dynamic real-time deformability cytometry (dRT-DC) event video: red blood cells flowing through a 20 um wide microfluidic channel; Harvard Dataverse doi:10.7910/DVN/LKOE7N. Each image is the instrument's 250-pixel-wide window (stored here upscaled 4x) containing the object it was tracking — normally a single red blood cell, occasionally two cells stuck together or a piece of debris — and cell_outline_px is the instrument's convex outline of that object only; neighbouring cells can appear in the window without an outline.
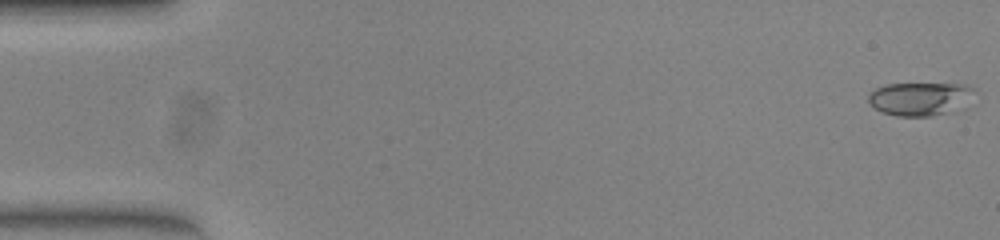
{"species": "common noctule bat (a hibernating species)", "species_latin": "Nyctalus noctula", "temperature_condition": "warm", "stored_images_in_passage": 47, "camera_frame_rate_fps": 3000, "um_per_image_px": 0.085, "animal": {"sex": "female", "body_mass_g": 23.0, "forearm_length_mm": 53.4}, "frame": {"image": 1, "passage_image": 1, "time_ms": 0.0, "image_size_px": [1000, 240], "cell_outline_px": [[976, 88], [956, 112], [932, 116], [896, 116], [884, 112], [876, 108], [868, 100], [868, 96], [876, 88], [888, 84], [968, 84]], "centroid_in_image_um": [78.22, 8.4], "position_along_channel_um": 6.8, "area_um2": 20.35}}
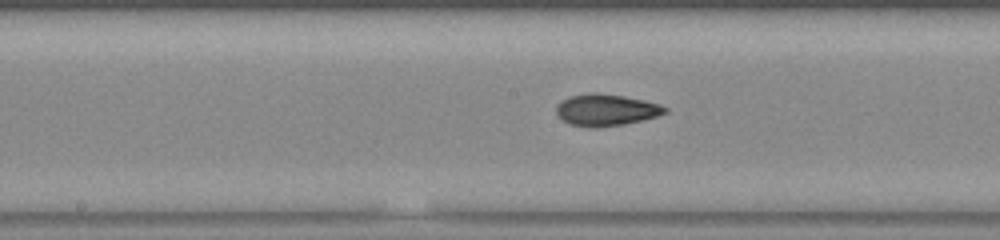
{"frame": {"image": 2, "passage_image": 27, "time_ms": 8.667, "image_size_px": [1000, 240], "cell_outline_px": [[668, 112], [656, 116], [624, 124], [596, 128], [588, 128], [568, 124], [556, 112], [556, 104], [568, 96], [588, 92], [596, 92], [624, 96], [644, 100], [660, 104], [668, 108]], "centroid_in_image_um": [51.48, 9.34], "position_along_channel_um": 196.7, "area_um2": 20.29}}
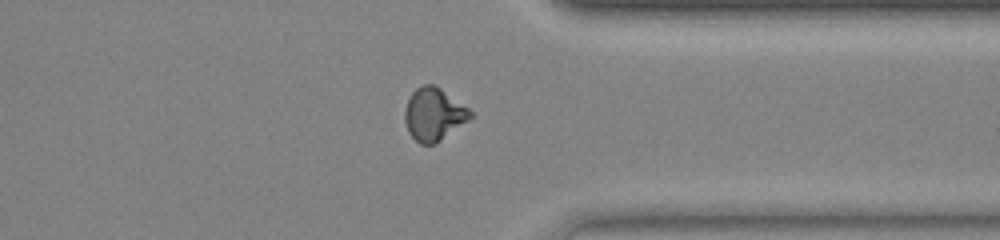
{"frame": {"image": 3, "passage_image": 41, "time_ms": 13.333, "image_size_px": [1000, 240], "cell_outline_px": [[472, 116], [468, 120], [436, 144], [420, 144], [408, 132], [404, 120], [404, 112], [408, 100], [412, 92], [420, 84], [432, 84], [440, 88], [468, 108], [472, 112]], "centroid_in_image_um": [36.85, 9.72], "position_along_channel_um": 374.6, "area_um2": 20.0}, "authors_computed_cell_mechanics": {"area_um2": 19.4208, "velocity_mm_per_s": 3.9048, "shape_relaxation_time_tau1_ms": 7.2999, "shape_relaxation_time_tau2_ms": 1.4762, "deformation_change_tau1": 0.2029, "deformation_change_tau2": 0.0562}}